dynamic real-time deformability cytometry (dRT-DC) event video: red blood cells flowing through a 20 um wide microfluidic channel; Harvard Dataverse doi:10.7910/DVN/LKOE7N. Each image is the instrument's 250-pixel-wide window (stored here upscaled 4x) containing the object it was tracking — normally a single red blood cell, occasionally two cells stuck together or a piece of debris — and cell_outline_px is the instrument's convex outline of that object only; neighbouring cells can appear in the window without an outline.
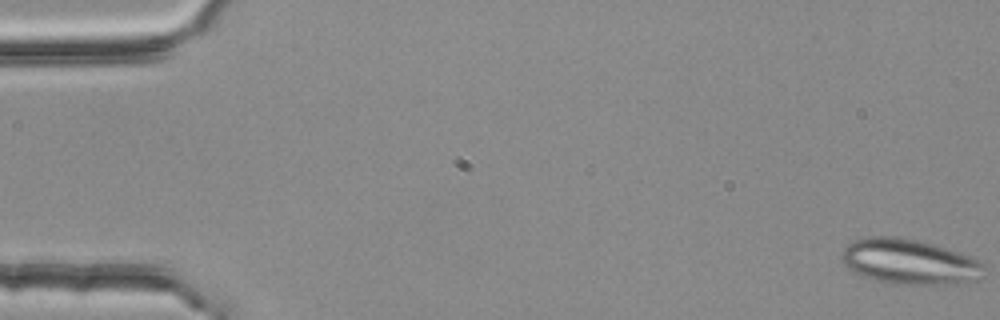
{"species": "common noctule bat (a hibernating species)", "species_latin": "Nyctalus noctula", "temperature_condition": "room temperature", "stored_images_in_passage": 11, "camera_frame_rate_fps": 3000, "um_per_image_px": 0.085, "animal": {"sex": "female", "body_mass_g": 25.1}, "frame": {"image": 1, "passage_image": 1, "time_ms": 0.0, "image_size_px": [1000, 320], "cell_outline_px": [[984, 264], [972, 280], [956, 284], [888, 284], [864, 276], [848, 268], [844, 264], [840, 256], [840, 252], [852, 240], [864, 236], [896, 236], [916, 240], [932, 244], [960, 252], [972, 256]], "centroid_in_image_um": [77.2, 22.22], "position_along_channel_um": 7.8, "area_um2": 37.28}}